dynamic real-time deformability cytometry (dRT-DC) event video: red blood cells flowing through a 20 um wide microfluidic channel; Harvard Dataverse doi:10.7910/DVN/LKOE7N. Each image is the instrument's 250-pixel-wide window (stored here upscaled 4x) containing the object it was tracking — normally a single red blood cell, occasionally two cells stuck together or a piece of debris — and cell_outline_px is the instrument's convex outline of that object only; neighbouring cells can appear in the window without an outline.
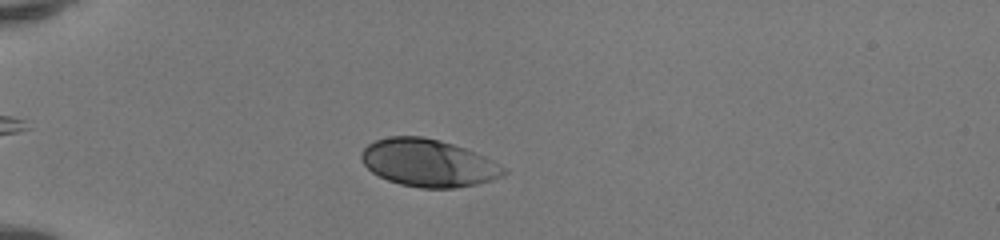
{"species": "human", "species_latin": "Homo sapiens", "temperature_condition": "room temperature", "stored_images_in_passage": 45, "camera_frame_rate_fps": 3000, "um_per_image_px": 0.085, "donor": {"sex": "female"}, "frame": {"image": 1, "passage_image": 9, "time_ms": 2.667, "image_size_px": [1000, 240], "cell_outline_px": [[508, 172], [504, 176], [492, 180], [476, 184], [456, 188], [420, 188], [400, 184], [388, 180], [372, 172], [360, 160], [360, 152], [368, 144], [376, 140], [388, 136], [420, 136], [440, 140], [464, 148], [484, 156], [500, 164]], "centroid_in_image_um": [36.4, 13.85], "position_along_channel_um": 48.6, "area_um2": 39.42}}
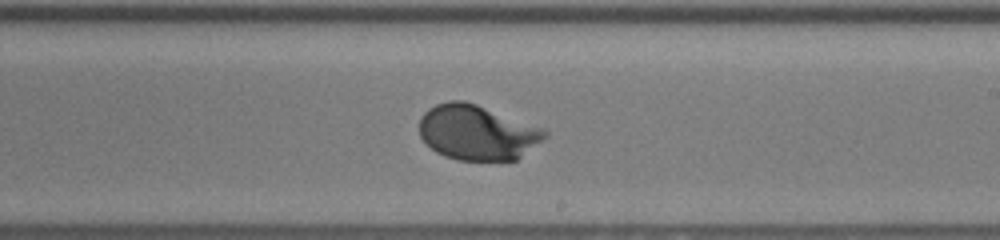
{"frame": {"image": 2, "passage_image": 26, "time_ms": 8.333, "image_size_px": [1000, 240], "cell_outline_px": [[548, 136], [516, 160], [456, 160], [444, 156], [436, 152], [420, 136], [420, 116], [428, 108], [436, 104], [448, 100], [464, 100], [476, 104], [540, 128], [548, 132]], "centroid_in_image_um": [40.52, 11.26], "position_along_channel_um": 248.5, "area_um2": 39.82}}
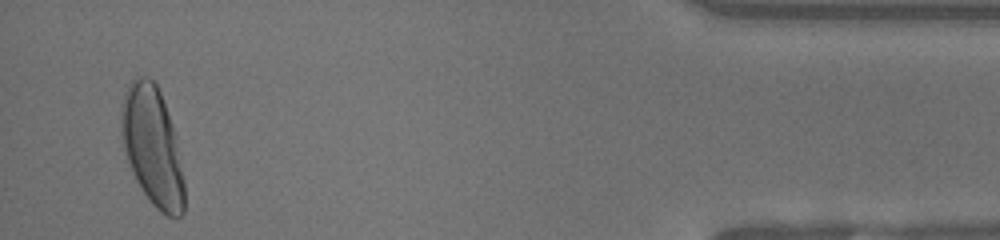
{"frame": {"image": 3, "passage_image": 43, "time_ms": 14.0, "image_size_px": [1000, 240], "cell_outline_px": [[184, 212], [180, 216], [168, 216], [160, 212], [152, 204], [136, 180], [132, 172], [128, 160], [124, 144], [124, 100], [128, 88], [132, 80], [136, 76], [148, 76], [156, 84], [160, 92], [172, 128], [184, 180]], "centroid_in_image_um": [12.99, 12.51], "position_along_channel_um": 422.2, "area_um2": 41.73}, "authors_computed_cell_mechanics": {"area_um2": 39.4196, "velocity_mm_per_s": 4.1203, "shape_relaxation_time_tau1_ms": 2.2138, "shape_relaxation_time_tau2_ms": null, "deformation_change_tau1": 0.1726, "deformation_change_tau2": null}}